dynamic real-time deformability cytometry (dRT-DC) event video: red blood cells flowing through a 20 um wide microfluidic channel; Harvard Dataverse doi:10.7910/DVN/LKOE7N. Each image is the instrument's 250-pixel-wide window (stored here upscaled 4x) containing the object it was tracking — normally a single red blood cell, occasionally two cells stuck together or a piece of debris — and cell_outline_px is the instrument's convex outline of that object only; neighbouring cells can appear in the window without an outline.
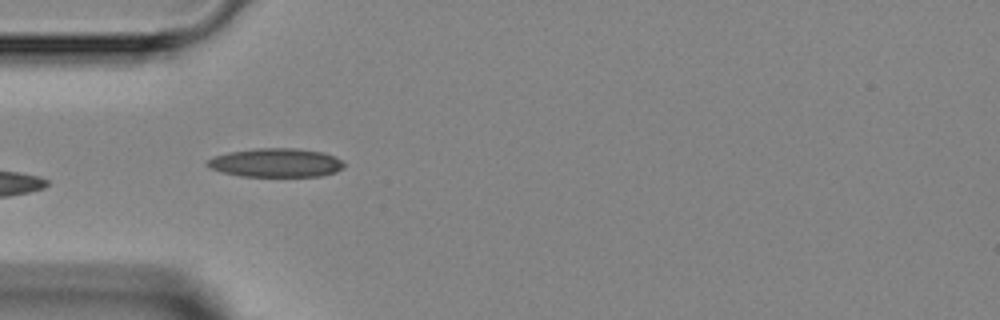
{"species": "Egyptian fruit bat (a non-hibernating species)", "species_latin": "Rousettus aegyptiacus", "temperature_condition": "room temperature", "stored_images_in_passage": 4, "camera_frame_rate_fps": 3000, "um_per_image_px": 0.085, "animal": {"sex": "female"}, "frame": {"image": 1, "passage_image": 3, "time_ms": 2.333, "image_size_px": [1000, 320], "cell_outline_px": [[344, 168], [336, 172], [320, 176], [240, 176], [224, 172], [212, 168], [204, 164], [208, 160], [216, 156], [228, 152], [256, 148], [296, 148], [324, 152], [336, 156], [344, 160]], "centroid_in_image_um": [23.52, 13.82], "position_along_channel_um": 61.5, "area_um2": 23.0}}